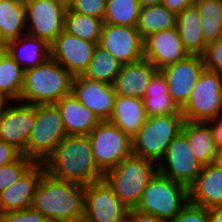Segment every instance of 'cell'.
<instances>
[{"label":"cell","instance_id":"obj_1","mask_svg":"<svg viewBox=\"0 0 222 222\" xmlns=\"http://www.w3.org/2000/svg\"><path fill=\"white\" fill-rule=\"evenodd\" d=\"M43 164L51 176L79 185L104 179L94 162L88 135H67Z\"/></svg>","mask_w":222,"mask_h":222},{"label":"cell","instance_id":"obj_2","mask_svg":"<svg viewBox=\"0 0 222 222\" xmlns=\"http://www.w3.org/2000/svg\"><path fill=\"white\" fill-rule=\"evenodd\" d=\"M85 186L57 179L45 172L31 207L49 222H82Z\"/></svg>","mask_w":222,"mask_h":222},{"label":"cell","instance_id":"obj_3","mask_svg":"<svg viewBox=\"0 0 222 222\" xmlns=\"http://www.w3.org/2000/svg\"><path fill=\"white\" fill-rule=\"evenodd\" d=\"M73 76L52 57L28 69L24 75L21 102L33 105L55 104L71 93Z\"/></svg>","mask_w":222,"mask_h":222},{"label":"cell","instance_id":"obj_4","mask_svg":"<svg viewBox=\"0 0 222 222\" xmlns=\"http://www.w3.org/2000/svg\"><path fill=\"white\" fill-rule=\"evenodd\" d=\"M158 172V164L131 154L104 174L114 194L129 209L136 208L148 182Z\"/></svg>","mask_w":222,"mask_h":222},{"label":"cell","instance_id":"obj_5","mask_svg":"<svg viewBox=\"0 0 222 222\" xmlns=\"http://www.w3.org/2000/svg\"><path fill=\"white\" fill-rule=\"evenodd\" d=\"M184 121L182 114L147 117L132 138V154L158 164L171 141L181 131Z\"/></svg>","mask_w":222,"mask_h":222},{"label":"cell","instance_id":"obj_6","mask_svg":"<svg viewBox=\"0 0 222 222\" xmlns=\"http://www.w3.org/2000/svg\"><path fill=\"white\" fill-rule=\"evenodd\" d=\"M188 202L187 186L157 172L148 182L135 209L170 222Z\"/></svg>","mask_w":222,"mask_h":222},{"label":"cell","instance_id":"obj_7","mask_svg":"<svg viewBox=\"0 0 222 222\" xmlns=\"http://www.w3.org/2000/svg\"><path fill=\"white\" fill-rule=\"evenodd\" d=\"M66 136L57 106L36 105V121L27 142L25 156L36 163H43Z\"/></svg>","mask_w":222,"mask_h":222},{"label":"cell","instance_id":"obj_8","mask_svg":"<svg viewBox=\"0 0 222 222\" xmlns=\"http://www.w3.org/2000/svg\"><path fill=\"white\" fill-rule=\"evenodd\" d=\"M185 121L208 122L222 115V76L204 69L181 108Z\"/></svg>","mask_w":222,"mask_h":222},{"label":"cell","instance_id":"obj_9","mask_svg":"<svg viewBox=\"0 0 222 222\" xmlns=\"http://www.w3.org/2000/svg\"><path fill=\"white\" fill-rule=\"evenodd\" d=\"M88 137L94 162L103 174L132 154V139L108 120L100 121Z\"/></svg>","mask_w":222,"mask_h":222},{"label":"cell","instance_id":"obj_10","mask_svg":"<svg viewBox=\"0 0 222 222\" xmlns=\"http://www.w3.org/2000/svg\"><path fill=\"white\" fill-rule=\"evenodd\" d=\"M27 34L51 45L64 31L68 6L59 0H24Z\"/></svg>","mask_w":222,"mask_h":222},{"label":"cell","instance_id":"obj_11","mask_svg":"<svg viewBox=\"0 0 222 222\" xmlns=\"http://www.w3.org/2000/svg\"><path fill=\"white\" fill-rule=\"evenodd\" d=\"M128 211L105 179L85 186L82 222H127Z\"/></svg>","mask_w":222,"mask_h":222},{"label":"cell","instance_id":"obj_12","mask_svg":"<svg viewBox=\"0 0 222 222\" xmlns=\"http://www.w3.org/2000/svg\"><path fill=\"white\" fill-rule=\"evenodd\" d=\"M202 167L192 153L186 135L180 131L167 147L163 159L158 163V172L189 187Z\"/></svg>","mask_w":222,"mask_h":222},{"label":"cell","instance_id":"obj_13","mask_svg":"<svg viewBox=\"0 0 222 222\" xmlns=\"http://www.w3.org/2000/svg\"><path fill=\"white\" fill-rule=\"evenodd\" d=\"M35 121L36 105L12 101L0 115V140L12 145L25 155Z\"/></svg>","mask_w":222,"mask_h":222},{"label":"cell","instance_id":"obj_14","mask_svg":"<svg viewBox=\"0 0 222 222\" xmlns=\"http://www.w3.org/2000/svg\"><path fill=\"white\" fill-rule=\"evenodd\" d=\"M98 45L122 65L144 59V39L136 27L104 23Z\"/></svg>","mask_w":222,"mask_h":222},{"label":"cell","instance_id":"obj_15","mask_svg":"<svg viewBox=\"0 0 222 222\" xmlns=\"http://www.w3.org/2000/svg\"><path fill=\"white\" fill-rule=\"evenodd\" d=\"M204 69L202 56L188 55L185 59L159 70L165 77L168 93L180 109L188 101L194 84Z\"/></svg>","mask_w":222,"mask_h":222},{"label":"cell","instance_id":"obj_16","mask_svg":"<svg viewBox=\"0 0 222 222\" xmlns=\"http://www.w3.org/2000/svg\"><path fill=\"white\" fill-rule=\"evenodd\" d=\"M50 46L51 57L76 77L88 69L97 44L63 31Z\"/></svg>","mask_w":222,"mask_h":222},{"label":"cell","instance_id":"obj_17","mask_svg":"<svg viewBox=\"0 0 222 222\" xmlns=\"http://www.w3.org/2000/svg\"><path fill=\"white\" fill-rule=\"evenodd\" d=\"M71 92L100 121L110 119L116 95L113 85L91 80L80 75L73 77Z\"/></svg>","mask_w":222,"mask_h":222},{"label":"cell","instance_id":"obj_18","mask_svg":"<svg viewBox=\"0 0 222 222\" xmlns=\"http://www.w3.org/2000/svg\"><path fill=\"white\" fill-rule=\"evenodd\" d=\"M144 44V59L157 70L188 56L176 27L151 34L144 40Z\"/></svg>","mask_w":222,"mask_h":222},{"label":"cell","instance_id":"obj_19","mask_svg":"<svg viewBox=\"0 0 222 222\" xmlns=\"http://www.w3.org/2000/svg\"><path fill=\"white\" fill-rule=\"evenodd\" d=\"M46 172L43 163H35L17 182L0 193V213L29 208Z\"/></svg>","mask_w":222,"mask_h":222},{"label":"cell","instance_id":"obj_20","mask_svg":"<svg viewBox=\"0 0 222 222\" xmlns=\"http://www.w3.org/2000/svg\"><path fill=\"white\" fill-rule=\"evenodd\" d=\"M189 202L207 209L222 206V166L217 162L204 165L188 187Z\"/></svg>","mask_w":222,"mask_h":222},{"label":"cell","instance_id":"obj_21","mask_svg":"<svg viewBox=\"0 0 222 222\" xmlns=\"http://www.w3.org/2000/svg\"><path fill=\"white\" fill-rule=\"evenodd\" d=\"M157 71L146 59L124 64L115 78L113 88L117 95L143 99L149 82Z\"/></svg>","mask_w":222,"mask_h":222},{"label":"cell","instance_id":"obj_22","mask_svg":"<svg viewBox=\"0 0 222 222\" xmlns=\"http://www.w3.org/2000/svg\"><path fill=\"white\" fill-rule=\"evenodd\" d=\"M55 105L59 109L66 135H89L100 122L72 92L63 96Z\"/></svg>","mask_w":222,"mask_h":222},{"label":"cell","instance_id":"obj_23","mask_svg":"<svg viewBox=\"0 0 222 222\" xmlns=\"http://www.w3.org/2000/svg\"><path fill=\"white\" fill-rule=\"evenodd\" d=\"M6 52L27 71L51 57V46L43 39L25 34L8 41Z\"/></svg>","mask_w":222,"mask_h":222},{"label":"cell","instance_id":"obj_24","mask_svg":"<svg viewBox=\"0 0 222 222\" xmlns=\"http://www.w3.org/2000/svg\"><path fill=\"white\" fill-rule=\"evenodd\" d=\"M147 117L143 99L116 94L112 115L108 121L114 123L132 139Z\"/></svg>","mask_w":222,"mask_h":222},{"label":"cell","instance_id":"obj_25","mask_svg":"<svg viewBox=\"0 0 222 222\" xmlns=\"http://www.w3.org/2000/svg\"><path fill=\"white\" fill-rule=\"evenodd\" d=\"M181 131L186 135L192 153L202 166L216 162L218 149L208 122L184 121Z\"/></svg>","mask_w":222,"mask_h":222},{"label":"cell","instance_id":"obj_26","mask_svg":"<svg viewBox=\"0 0 222 222\" xmlns=\"http://www.w3.org/2000/svg\"><path fill=\"white\" fill-rule=\"evenodd\" d=\"M200 19V13L195 4L177 14L176 28L188 55L202 56L206 49L207 43L202 34Z\"/></svg>","mask_w":222,"mask_h":222},{"label":"cell","instance_id":"obj_27","mask_svg":"<svg viewBox=\"0 0 222 222\" xmlns=\"http://www.w3.org/2000/svg\"><path fill=\"white\" fill-rule=\"evenodd\" d=\"M147 116L182 114L168 93L165 77L158 70L152 77L143 98Z\"/></svg>","mask_w":222,"mask_h":222},{"label":"cell","instance_id":"obj_28","mask_svg":"<svg viewBox=\"0 0 222 222\" xmlns=\"http://www.w3.org/2000/svg\"><path fill=\"white\" fill-rule=\"evenodd\" d=\"M0 33L6 42L27 34L24 0H0Z\"/></svg>","mask_w":222,"mask_h":222},{"label":"cell","instance_id":"obj_29","mask_svg":"<svg viewBox=\"0 0 222 222\" xmlns=\"http://www.w3.org/2000/svg\"><path fill=\"white\" fill-rule=\"evenodd\" d=\"M176 25L177 14L161 3L141 8L136 28L145 40L153 33L174 28Z\"/></svg>","mask_w":222,"mask_h":222},{"label":"cell","instance_id":"obj_30","mask_svg":"<svg viewBox=\"0 0 222 222\" xmlns=\"http://www.w3.org/2000/svg\"><path fill=\"white\" fill-rule=\"evenodd\" d=\"M25 71L6 52H0V93L11 101H19L24 86Z\"/></svg>","mask_w":222,"mask_h":222},{"label":"cell","instance_id":"obj_31","mask_svg":"<svg viewBox=\"0 0 222 222\" xmlns=\"http://www.w3.org/2000/svg\"><path fill=\"white\" fill-rule=\"evenodd\" d=\"M122 64L116 60L107 50L97 45L94 49L88 69L84 77L113 85L119 74Z\"/></svg>","mask_w":222,"mask_h":222},{"label":"cell","instance_id":"obj_32","mask_svg":"<svg viewBox=\"0 0 222 222\" xmlns=\"http://www.w3.org/2000/svg\"><path fill=\"white\" fill-rule=\"evenodd\" d=\"M103 20L73 12L69 7L65 15L64 31L76 37L99 44Z\"/></svg>","mask_w":222,"mask_h":222},{"label":"cell","instance_id":"obj_33","mask_svg":"<svg viewBox=\"0 0 222 222\" xmlns=\"http://www.w3.org/2000/svg\"><path fill=\"white\" fill-rule=\"evenodd\" d=\"M201 30L205 42L222 39V0H197Z\"/></svg>","mask_w":222,"mask_h":222},{"label":"cell","instance_id":"obj_34","mask_svg":"<svg viewBox=\"0 0 222 222\" xmlns=\"http://www.w3.org/2000/svg\"><path fill=\"white\" fill-rule=\"evenodd\" d=\"M141 10L138 0H107L103 22L136 27Z\"/></svg>","mask_w":222,"mask_h":222},{"label":"cell","instance_id":"obj_35","mask_svg":"<svg viewBox=\"0 0 222 222\" xmlns=\"http://www.w3.org/2000/svg\"><path fill=\"white\" fill-rule=\"evenodd\" d=\"M36 162L21 155L14 162L0 167V193L17 182Z\"/></svg>","mask_w":222,"mask_h":222},{"label":"cell","instance_id":"obj_36","mask_svg":"<svg viewBox=\"0 0 222 222\" xmlns=\"http://www.w3.org/2000/svg\"><path fill=\"white\" fill-rule=\"evenodd\" d=\"M107 0H73L68 6L73 12L103 20Z\"/></svg>","mask_w":222,"mask_h":222},{"label":"cell","instance_id":"obj_37","mask_svg":"<svg viewBox=\"0 0 222 222\" xmlns=\"http://www.w3.org/2000/svg\"><path fill=\"white\" fill-rule=\"evenodd\" d=\"M202 57L205 69L222 76V39L208 43Z\"/></svg>","mask_w":222,"mask_h":222},{"label":"cell","instance_id":"obj_38","mask_svg":"<svg viewBox=\"0 0 222 222\" xmlns=\"http://www.w3.org/2000/svg\"><path fill=\"white\" fill-rule=\"evenodd\" d=\"M170 222H210L209 209L188 202Z\"/></svg>","mask_w":222,"mask_h":222},{"label":"cell","instance_id":"obj_39","mask_svg":"<svg viewBox=\"0 0 222 222\" xmlns=\"http://www.w3.org/2000/svg\"><path fill=\"white\" fill-rule=\"evenodd\" d=\"M0 222H49L39 211L32 207L17 211L0 213Z\"/></svg>","mask_w":222,"mask_h":222},{"label":"cell","instance_id":"obj_40","mask_svg":"<svg viewBox=\"0 0 222 222\" xmlns=\"http://www.w3.org/2000/svg\"><path fill=\"white\" fill-rule=\"evenodd\" d=\"M21 155L12 145L0 140V167L14 162Z\"/></svg>","mask_w":222,"mask_h":222},{"label":"cell","instance_id":"obj_41","mask_svg":"<svg viewBox=\"0 0 222 222\" xmlns=\"http://www.w3.org/2000/svg\"><path fill=\"white\" fill-rule=\"evenodd\" d=\"M127 222H166L152 214L141 212L135 208L129 209Z\"/></svg>","mask_w":222,"mask_h":222},{"label":"cell","instance_id":"obj_42","mask_svg":"<svg viewBox=\"0 0 222 222\" xmlns=\"http://www.w3.org/2000/svg\"><path fill=\"white\" fill-rule=\"evenodd\" d=\"M197 0H162V4L176 14L181 13L187 7L194 5Z\"/></svg>","mask_w":222,"mask_h":222},{"label":"cell","instance_id":"obj_43","mask_svg":"<svg viewBox=\"0 0 222 222\" xmlns=\"http://www.w3.org/2000/svg\"><path fill=\"white\" fill-rule=\"evenodd\" d=\"M208 123L212 128L214 141L216 143L217 149L219 150L222 148V115L218 118L208 121Z\"/></svg>","mask_w":222,"mask_h":222},{"label":"cell","instance_id":"obj_44","mask_svg":"<svg viewBox=\"0 0 222 222\" xmlns=\"http://www.w3.org/2000/svg\"><path fill=\"white\" fill-rule=\"evenodd\" d=\"M210 222H222V206L209 209Z\"/></svg>","mask_w":222,"mask_h":222},{"label":"cell","instance_id":"obj_45","mask_svg":"<svg viewBox=\"0 0 222 222\" xmlns=\"http://www.w3.org/2000/svg\"><path fill=\"white\" fill-rule=\"evenodd\" d=\"M12 101L6 97L3 93H0V115L5 111L8 104Z\"/></svg>","mask_w":222,"mask_h":222},{"label":"cell","instance_id":"obj_46","mask_svg":"<svg viewBox=\"0 0 222 222\" xmlns=\"http://www.w3.org/2000/svg\"><path fill=\"white\" fill-rule=\"evenodd\" d=\"M138 2L140 3L141 8H143V7L161 4L162 0H138Z\"/></svg>","mask_w":222,"mask_h":222},{"label":"cell","instance_id":"obj_47","mask_svg":"<svg viewBox=\"0 0 222 222\" xmlns=\"http://www.w3.org/2000/svg\"><path fill=\"white\" fill-rule=\"evenodd\" d=\"M7 42L4 40L0 33V52L6 51Z\"/></svg>","mask_w":222,"mask_h":222},{"label":"cell","instance_id":"obj_48","mask_svg":"<svg viewBox=\"0 0 222 222\" xmlns=\"http://www.w3.org/2000/svg\"><path fill=\"white\" fill-rule=\"evenodd\" d=\"M216 162L222 166V148L218 150Z\"/></svg>","mask_w":222,"mask_h":222},{"label":"cell","instance_id":"obj_49","mask_svg":"<svg viewBox=\"0 0 222 222\" xmlns=\"http://www.w3.org/2000/svg\"><path fill=\"white\" fill-rule=\"evenodd\" d=\"M59 1L65 3L67 6H69L73 0H59Z\"/></svg>","mask_w":222,"mask_h":222}]
</instances>
